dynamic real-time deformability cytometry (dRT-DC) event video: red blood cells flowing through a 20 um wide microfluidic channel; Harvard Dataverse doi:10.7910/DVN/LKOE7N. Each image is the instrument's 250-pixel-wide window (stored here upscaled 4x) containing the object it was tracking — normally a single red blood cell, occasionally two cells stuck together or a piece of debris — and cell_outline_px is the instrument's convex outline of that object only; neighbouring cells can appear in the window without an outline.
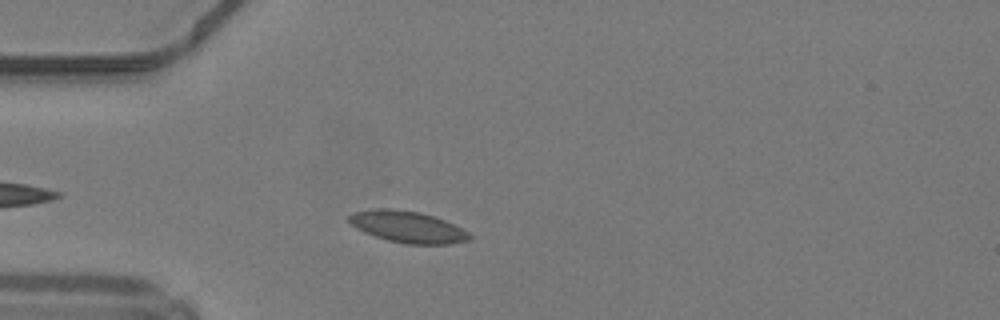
{"species": "common noctule bat (a hibernating species)", "species_latin": "Nyctalus noctula", "temperature_condition": "warm", "stored_images_in_passage": 32, "camera_frame_rate_fps": 3000, "um_per_image_px": 0.085, "animal": {"sex": "male", "body_mass_g": 19.2, "forearm_length_mm": 51.8}, "frame": {"image": 1, "passage_image": 5, "time_ms": 1.333, "image_size_px": [1000, 320], "cell_outline_px": [[472, 236], [468, 240], [448, 244], [408, 244], [388, 240], [364, 232], [352, 224], [348, 220], [348, 216], [356, 212], [380, 208], [392, 208], [420, 212], [444, 220], [468, 232]], "centroid_in_image_um": [34.65, 19.28], "position_along_channel_um": 50.3, "area_um2": 21.73}}
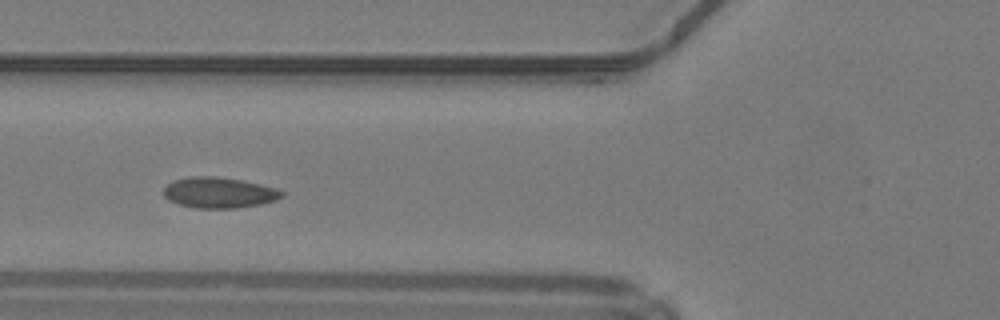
{"frame": {"image": 2, "passage_image": 10, "time_ms": 3.0, "image_size_px": [1000, 320], "cell_outline_px": [[284, 196], [276, 200], [260, 204], [236, 208], [196, 208], [180, 204], [168, 200], [164, 196], [164, 188], [172, 180], [188, 176], [212, 176], [240, 180], [260, 184], [276, 188], [284, 192]], "centroid_in_image_um": [18.61, 16.37], "position_along_channel_um": 107.2, "area_um2": 21.15}}
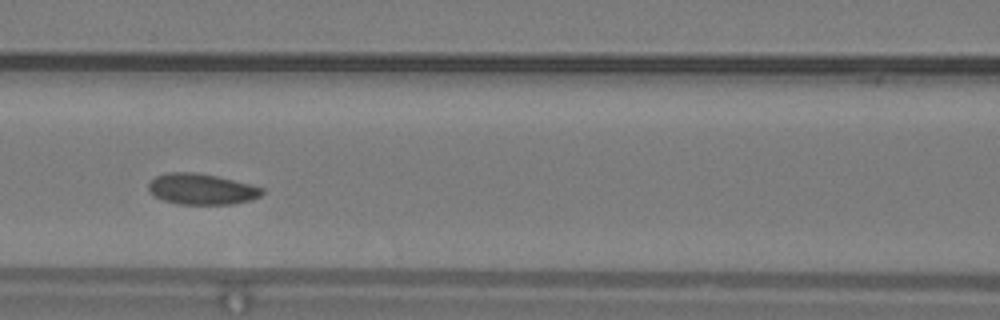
{"frame": {"image": 3, "passage_image": 13, "time_ms": 4.0, "image_size_px": [1000, 320], "cell_outline_px": [[264, 192], [260, 196], [252, 200], [232, 204], [176, 204], [164, 200], [156, 196], [148, 188], [148, 184], [156, 176], [168, 172], [196, 172], [216, 176], [264, 188]], "centroid_in_image_um": [17.15, 16.07], "position_along_channel_um": 149.5, "area_um2": 20.29}, "authors_computed_cell_mechanics": {"area_um2": 20.4612, "velocity_mm_per_s": 4.1814, "shape_relaxation_time_tau1_ms": 2.2338, "shape_relaxation_time_tau2_ms": null, "deformation_change_tau1": 0.0655, "deformation_change_tau2": null}}